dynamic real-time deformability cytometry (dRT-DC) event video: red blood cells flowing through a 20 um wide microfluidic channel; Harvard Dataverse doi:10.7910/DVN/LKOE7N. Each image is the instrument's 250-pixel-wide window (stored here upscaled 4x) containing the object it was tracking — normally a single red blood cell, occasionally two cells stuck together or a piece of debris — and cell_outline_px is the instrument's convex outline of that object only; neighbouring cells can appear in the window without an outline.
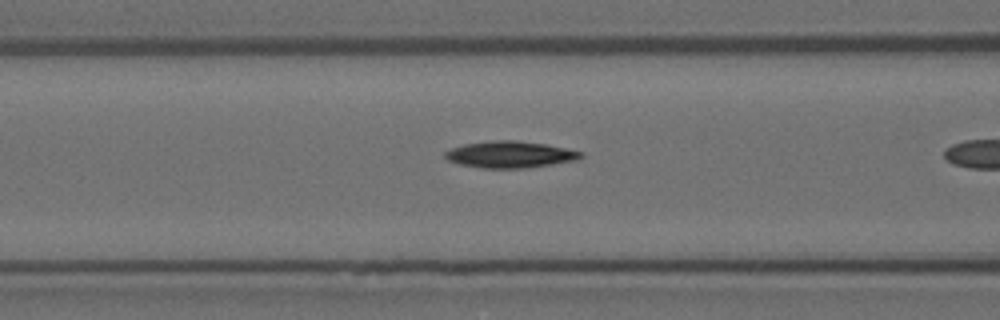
{"species": "Egyptian fruit bat (a non-hibernating species)", "species_latin": "Rousettus aegyptiacus", "temperature_condition": "room temperature", "stored_images_in_passage": 11, "camera_frame_rate_fps": 3000, "um_per_image_px": 0.085, "animal": {"sex": "female"}, "frame": {"image": 1, "passage_image": 10, "time_ms": 3.0, "image_size_px": [1000, 320], "cell_outline_px": [[584, 156], [576, 160], [524, 168], [480, 168], [460, 164], [448, 160], [444, 156], [444, 152], [452, 148], [464, 144], [492, 140], [516, 140], [544, 144], [584, 152]], "centroid_in_image_um": [43.33, 13.13], "position_along_channel_um": 123.3, "area_um2": 20.92}}